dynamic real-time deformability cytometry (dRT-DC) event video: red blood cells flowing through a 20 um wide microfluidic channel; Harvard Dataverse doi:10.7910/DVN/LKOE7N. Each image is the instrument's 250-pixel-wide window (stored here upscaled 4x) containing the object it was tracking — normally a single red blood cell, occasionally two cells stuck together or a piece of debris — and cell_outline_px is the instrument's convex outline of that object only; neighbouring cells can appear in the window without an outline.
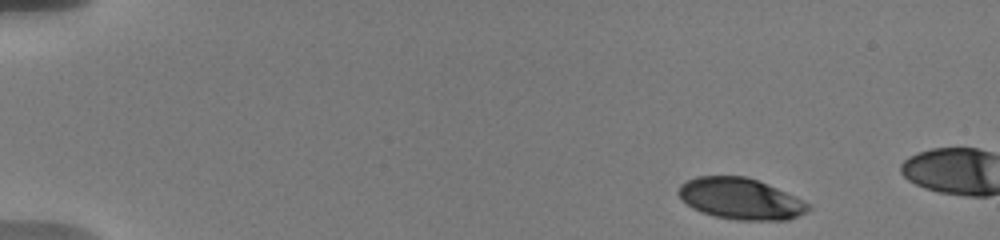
{"species": "human", "species_latin": "Homo sapiens", "temperature_condition": "warm", "stored_images_in_passage": 6, "camera_frame_rate_fps": 3000, "um_per_image_px": 0.085, "donor": {"sex": "male"}, "frame": {"image": 1, "passage_image": 1, "time_ms": 0.0, "image_size_px": [1000, 240], "cell_outline_px": [[812, 208], [808, 212], [788, 220], [736, 220], [716, 216], [692, 208], [676, 192], [680, 184], [696, 176], [748, 176], [768, 184], [796, 196], [812, 204]], "centroid_in_image_um": [63.0, 16.89], "position_along_channel_um": 22.0, "area_um2": 31.39}}